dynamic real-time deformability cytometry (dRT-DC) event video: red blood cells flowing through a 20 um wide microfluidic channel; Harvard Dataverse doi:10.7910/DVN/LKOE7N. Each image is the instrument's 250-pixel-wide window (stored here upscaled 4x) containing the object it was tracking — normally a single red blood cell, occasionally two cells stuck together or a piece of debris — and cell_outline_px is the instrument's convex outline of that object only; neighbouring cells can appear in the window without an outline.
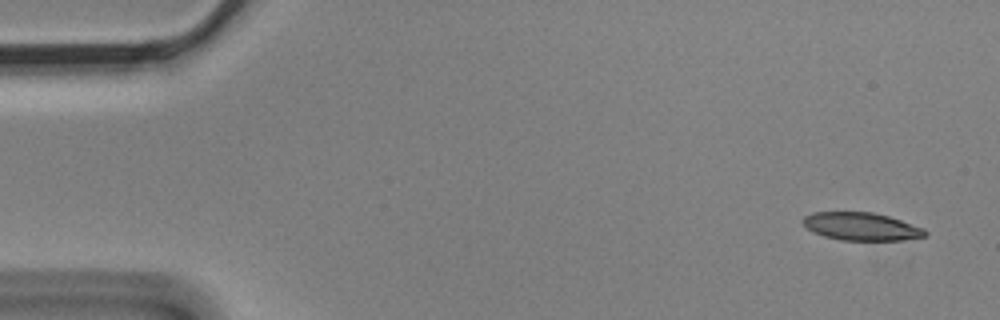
{"species": "Egyptian fruit bat (a non-hibernating species)", "species_latin": "Rousettus aegyptiacus", "temperature_condition": "cold", "stored_images_in_passage": 8, "camera_frame_rate_fps": 3000, "um_per_image_px": 0.085, "animal": {"sex": "male"}, "frame": {"image": 1, "passage_image": 1, "time_ms": 0.0, "image_size_px": [1000, 320], "cell_outline_px": [[928, 236], [900, 240], [840, 240], [824, 236], [808, 228], [800, 220], [804, 216], [812, 212], [872, 212], [888, 216], [924, 228], [928, 232]], "centroid_in_image_um": [73.22, 19.25], "position_along_channel_um": 11.8, "area_um2": 19.77}}
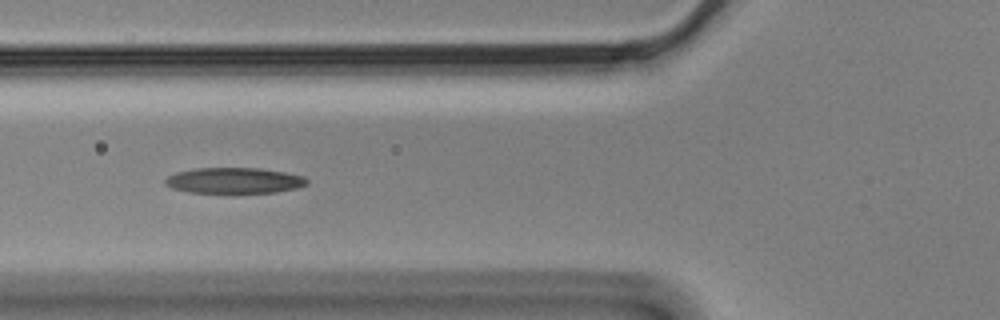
{"frame": {"image": 2, "passage_image": 6, "time_ms": 1.667, "image_size_px": [1000, 320], "cell_outline_px": [[308, 184], [296, 188], [276, 192], [192, 192], [172, 188], [164, 184], [164, 180], [168, 176], [176, 172], [196, 168], [260, 168], [284, 172], [304, 176], [308, 180]], "centroid_in_image_um": [19.91, 15.33], "position_along_channel_um": 105.9, "area_um2": 21.1}}
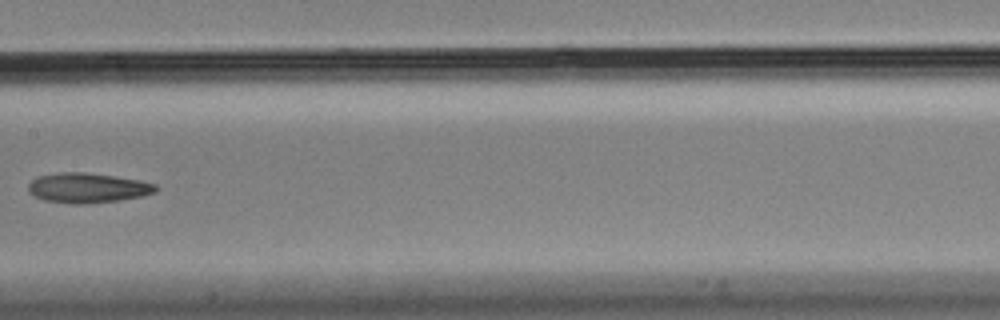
{"frame": {"image": 3, "passage_image": 8, "time_ms": 2.333, "image_size_px": [1000, 320], "cell_outline_px": [[160, 188], [156, 192], [144, 196], [120, 200], [88, 204], [72, 204], [44, 200], [28, 192], [28, 184], [36, 176], [60, 172], [84, 172], [140, 180], [156, 184]], "centroid_in_image_um": [7.47, 15.97], "position_along_channel_um": 199.9, "area_um2": 22.43}}